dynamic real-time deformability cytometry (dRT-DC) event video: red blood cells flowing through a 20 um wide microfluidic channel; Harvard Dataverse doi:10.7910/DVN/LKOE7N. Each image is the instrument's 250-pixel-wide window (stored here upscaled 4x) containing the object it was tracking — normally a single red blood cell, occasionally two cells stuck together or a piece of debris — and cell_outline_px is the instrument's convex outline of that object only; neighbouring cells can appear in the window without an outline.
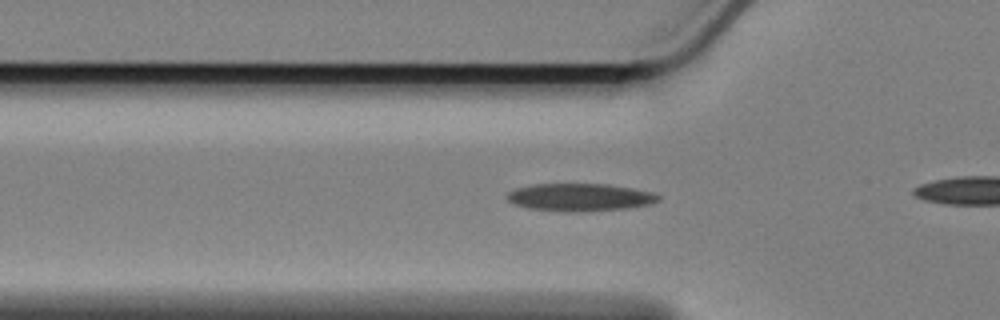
{"species": "Egyptian fruit bat (a non-hibernating species)", "species_latin": "Rousettus aegyptiacus", "temperature_condition": "cold", "stored_images_in_passage": 38, "camera_frame_rate_fps": 3000, "um_per_image_px": 0.085, "animal": {"sex": "female"}, "frame": {"image": 1, "passage_image": 10, "time_ms": 3.0, "image_size_px": [1000, 320], "cell_outline_px": [[660, 200], [648, 204], [628, 208], [576, 212], [564, 212], [528, 208], [512, 204], [504, 196], [508, 192], [516, 188], [532, 184], [608, 184], [632, 188], [652, 192], [660, 196]], "centroid_in_image_um": [49.24, 16.77], "position_along_channel_um": 76.6, "area_um2": 24.51}}
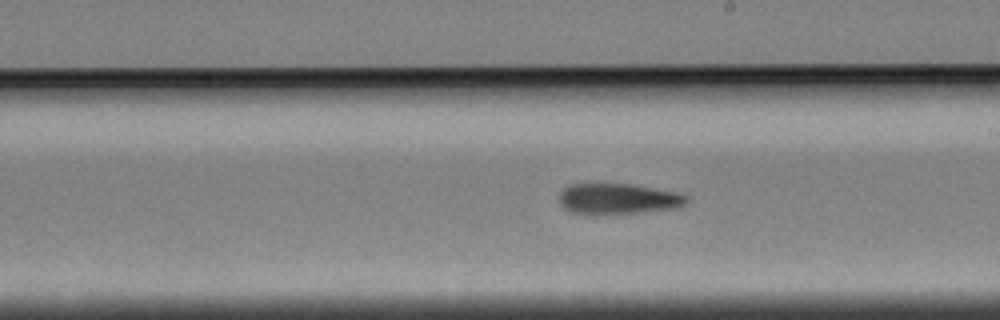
{"frame": {"image": 2, "passage_image": 24, "time_ms": 7.667, "image_size_px": [1000, 320], "cell_outline_px": [[688, 200], [680, 208], [640, 212], [572, 212], [564, 208], [560, 204], [560, 192], [564, 188], [572, 184], [628, 184], [676, 192], [688, 196]], "centroid_in_image_um": [52.58, 16.88], "position_along_channel_um": 236.4, "area_um2": 22.02}}
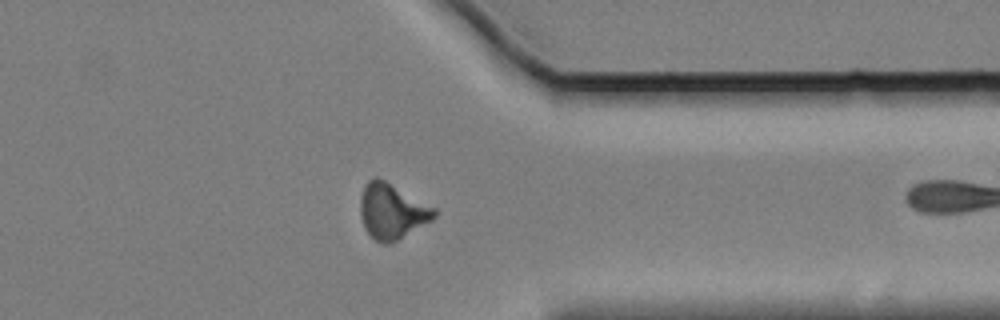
{"frame": {"image": 3, "passage_image": 37, "time_ms": 12.0, "image_size_px": [1000, 320], "cell_outline_px": [[436, 216], [432, 220], [396, 240], [388, 244], [380, 244], [364, 228], [360, 212], [360, 196], [364, 184], [372, 176], [376, 176], [384, 180], [436, 208]], "centroid_in_image_um": [33.29, 17.93], "position_along_channel_um": 378.1, "area_um2": 23.7}}